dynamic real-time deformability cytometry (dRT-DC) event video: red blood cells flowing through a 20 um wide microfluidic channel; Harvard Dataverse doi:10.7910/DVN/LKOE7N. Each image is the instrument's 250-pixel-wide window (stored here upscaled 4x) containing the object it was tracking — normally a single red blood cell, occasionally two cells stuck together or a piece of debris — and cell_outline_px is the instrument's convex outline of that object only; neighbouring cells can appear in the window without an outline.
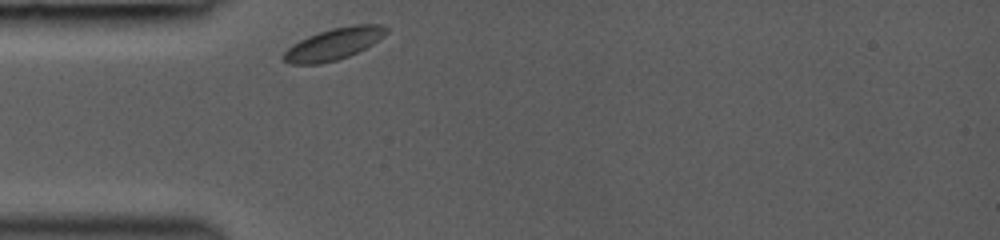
{"species": "common noctule bat (a hibernating species)", "species_latin": "Nyctalus noctula", "temperature_condition": "room temperature", "stored_images_in_passage": 28, "camera_frame_rate_fps": 3000, "um_per_image_px": 0.085, "animal": {"sex": "female", "body_mass_g": 19.0, "forearm_length_mm": 53.3}, "frame": {"image": 1, "passage_image": 1, "time_ms": 0.0, "image_size_px": [1000, 240], "cell_outline_px": [[388, 32], [384, 36], [372, 44], [348, 56], [336, 60], [320, 64], [288, 64], [280, 56], [292, 44], [308, 36], [332, 28], [356, 24], [380, 24], [388, 28]], "centroid_in_image_um": [28.35, 3.74], "position_along_channel_um": 56.7, "area_um2": 18.9}}
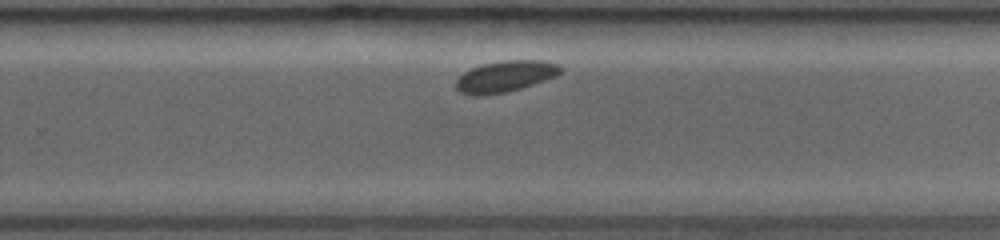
{"frame": {"image": 2, "passage_image": 19, "time_ms": 6.0, "image_size_px": [1000, 240], "cell_outline_px": [[564, 68], [556, 76], [520, 88], [504, 92], [476, 96], [460, 92], [456, 88], [456, 80], [464, 72], [472, 68], [484, 64], [504, 60], [540, 60], [560, 64]], "centroid_in_image_um": [42.96, 6.48], "position_along_channel_um": 286.8, "area_um2": 18.79}}
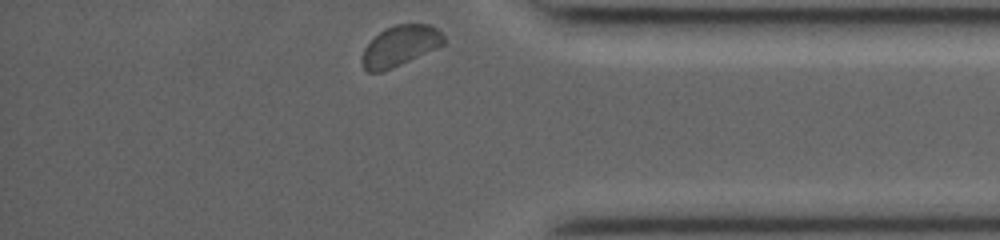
{"frame": {"image": 3, "passage_image": 28, "time_ms": 9.0, "image_size_px": [1000, 240], "cell_outline_px": [[444, 44], [436, 48], [392, 68], [380, 72], [368, 72], [364, 68], [360, 60], [360, 56], [364, 48], [384, 28], [396, 24], [432, 24], [444, 36]], "centroid_in_image_um": [33.98, 3.89], "position_along_channel_um": 401.2, "area_um2": 19.19}}